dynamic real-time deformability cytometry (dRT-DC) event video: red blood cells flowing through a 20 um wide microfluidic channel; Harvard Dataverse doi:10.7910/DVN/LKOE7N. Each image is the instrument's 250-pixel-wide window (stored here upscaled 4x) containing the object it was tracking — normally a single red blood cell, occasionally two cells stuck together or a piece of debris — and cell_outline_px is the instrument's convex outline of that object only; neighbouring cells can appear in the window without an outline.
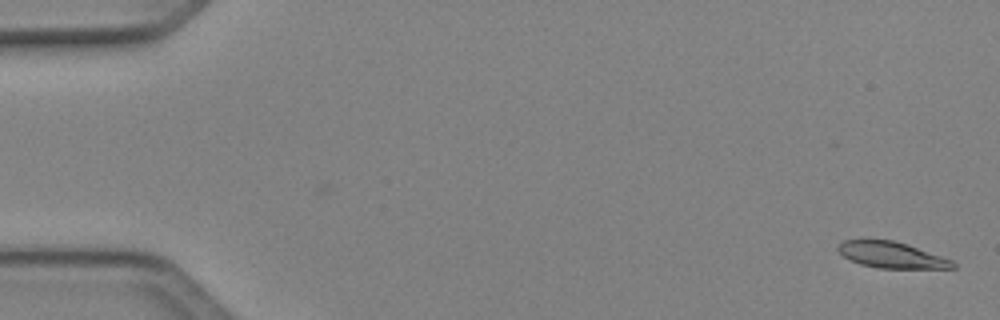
{"species": "Egyptian fruit bat (a non-hibernating species)", "species_latin": "Rousettus aegyptiacus", "temperature_condition": "cold", "stored_images_in_passage": 49, "camera_frame_rate_fps": 3000, "um_per_image_px": 0.085, "animal": {"sex": "female"}, "frame": {"image": 1, "passage_image": 1, "time_ms": 0.0, "image_size_px": [1000, 320], "cell_outline_px": [[956, 268], [876, 268], [860, 264], [844, 256], [836, 248], [844, 240], [892, 240], [952, 260], [956, 264]], "centroid_in_image_um": [75.77, 21.69], "position_along_channel_um": 9.2, "area_um2": 16.99}}
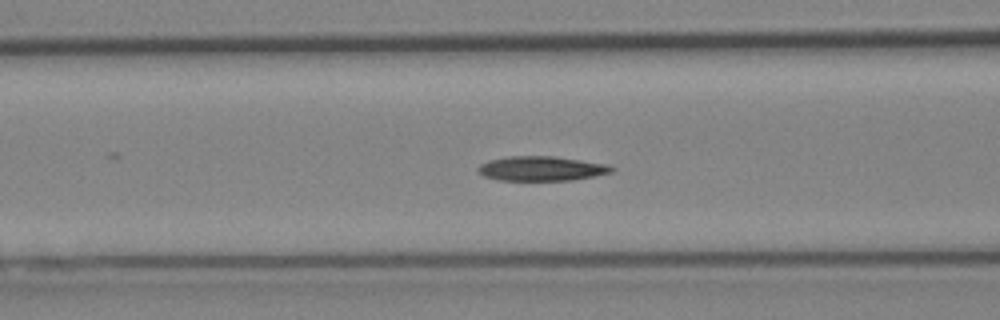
{"frame": {"image": 2, "passage_image": 20, "time_ms": 6.333, "image_size_px": [1000, 320], "cell_outline_px": [[616, 168], [612, 172], [572, 180], [496, 180], [484, 176], [476, 168], [480, 164], [488, 160], [508, 156], [556, 156], [608, 164]], "centroid_in_image_um": [46.02, 14.32], "position_along_channel_um": 120.6, "area_um2": 19.19}}
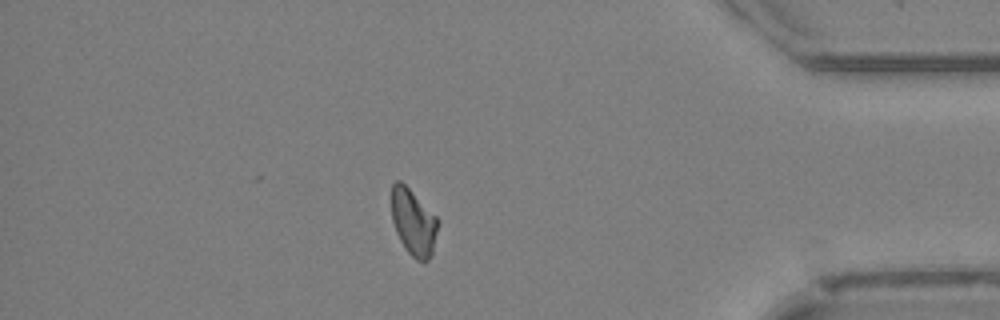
{"frame": {"image": 3, "passage_image": 43, "time_ms": 14.0, "image_size_px": [1000, 320], "cell_outline_px": [[440, 224], [432, 252], [428, 260], [416, 260], [408, 252], [400, 240], [396, 232], [392, 220], [392, 184], [396, 180], [400, 180], [440, 220]], "centroid_in_image_um": [35.16, 18.89], "position_along_channel_um": 400.0, "area_um2": 17.8}, "authors_computed_cell_mechanics": {"area_um2": 18.496, "velocity_mm_per_s": 4.1, "shape_relaxation_time_tau1_ms": 9.0108, "shape_relaxation_time_tau2_ms": 3.2441, "deformation_change_tau1": 0.2063, "deformation_change_tau2": 0.0795}}